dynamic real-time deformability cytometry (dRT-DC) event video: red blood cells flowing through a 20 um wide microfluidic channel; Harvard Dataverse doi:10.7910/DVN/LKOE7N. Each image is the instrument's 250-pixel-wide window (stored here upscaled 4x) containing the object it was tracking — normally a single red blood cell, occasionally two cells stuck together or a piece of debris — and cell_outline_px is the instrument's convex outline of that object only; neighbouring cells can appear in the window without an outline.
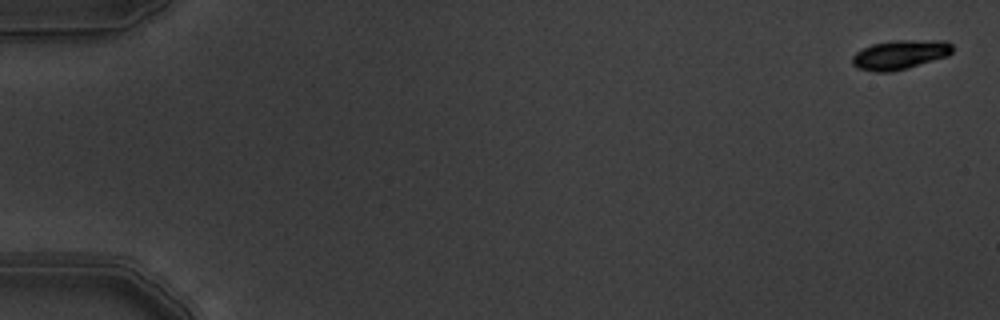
{"species": "common noctule bat (a hibernating species)", "species_latin": "Nyctalus noctula", "temperature_condition": "warm", "stored_images_in_passage": 8, "camera_frame_rate_fps": 3000, "um_per_image_px": 0.085, "animal": {"sex": "male", "body_mass_g": 19.5, "forearm_length_mm": 54.6}, "frame": {"image": 1, "passage_image": 1, "time_ms": 0.0, "image_size_px": [1000, 320], "cell_outline_px": [[952, 52], [948, 56], [908, 68], [892, 72], [876, 72], [856, 68], [852, 64], [852, 56], [856, 52], [872, 44], [896, 40], [948, 40], [952, 44]], "centroid_in_image_um": [76.52, 4.65], "position_along_channel_um": 8.5, "area_um2": 17.28}}
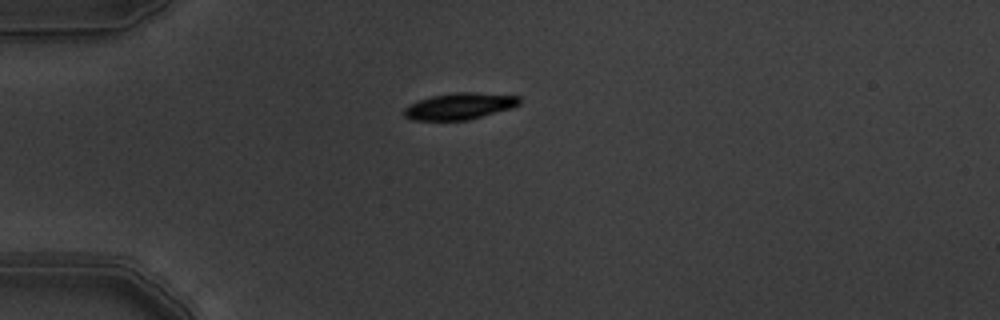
{"frame": {"image": 2, "passage_image": 5, "time_ms": 1.333, "image_size_px": [1000, 320], "cell_outline_px": [[520, 104], [512, 108], [468, 120], [412, 120], [404, 116], [404, 108], [416, 100], [432, 96], [452, 92], [476, 92], [520, 96]], "centroid_in_image_um": [39.06, 9.02], "position_along_channel_um": 45.9, "area_um2": 17.98}}